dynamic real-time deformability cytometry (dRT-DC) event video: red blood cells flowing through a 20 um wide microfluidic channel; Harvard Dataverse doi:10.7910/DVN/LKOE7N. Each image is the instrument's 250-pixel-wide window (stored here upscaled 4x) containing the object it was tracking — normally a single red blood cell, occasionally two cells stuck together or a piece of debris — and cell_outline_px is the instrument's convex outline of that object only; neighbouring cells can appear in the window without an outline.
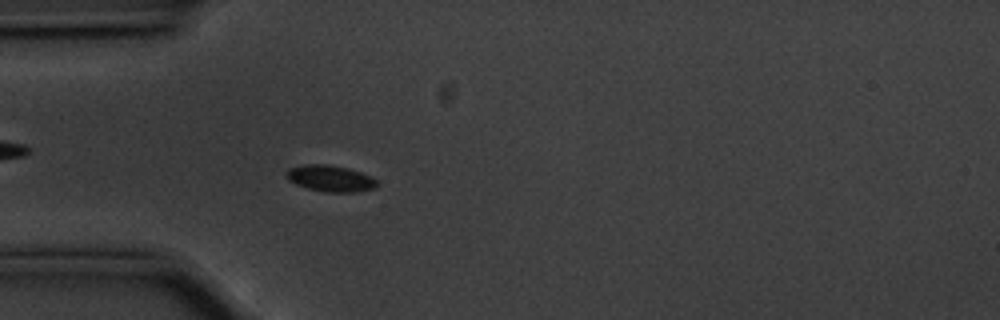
{"species": "common noctule bat (a hibernating species)", "species_latin": "Nyctalus noctula", "temperature_condition": "cold", "stored_images_in_passage": 56, "camera_frame_rate_fps": 3000, "um_per_image_px": 0.085, "animal": {"sex": "male", "body_mass_g": 20.1, "forearm_length_mm": 53.5}, "frame": {"image": 1, "passage_image": 16, "time_ms": 5.0, "image_size_px": [1000, 320], "cell_outline_px": [[376, 188], [356, 192], [324, 192], [308, 188], [296, 184], [288, 180], [288, 168], [304, 164], [324, 164], [348, 168], [360, 172], [376, 180]], "centroid_in_image_um": [28.07, 15.17], "position_along_channel_um": 56.9, "area_um2": 13.7}}
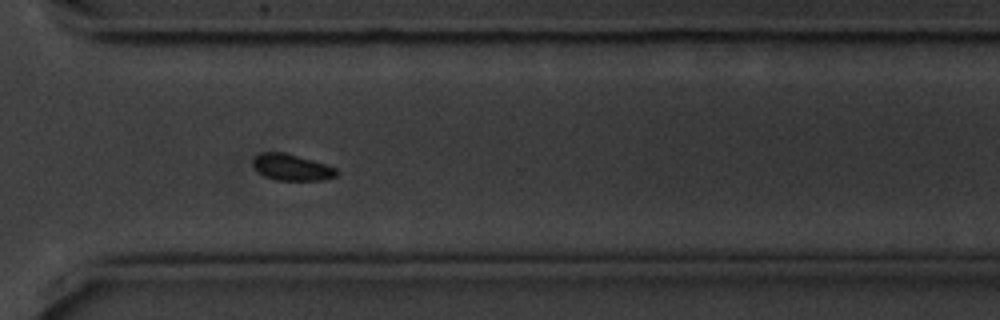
{"frame": {"image": 2, "passage_image": 41, "time_ms": 13.333, "image_size_px": [1000, 320], "cell_outline_px": [[336, 176], [324, 180], [276, 180], [264, 176], [252, 164], [252, 160], [256, 156], [264, 152], [284, 152], [312, 160], [336, 168]], "centroid_in_image_um": [24.78, 14.22], "position_along_channel_um": 345.8, "area_um2": 12.6}}
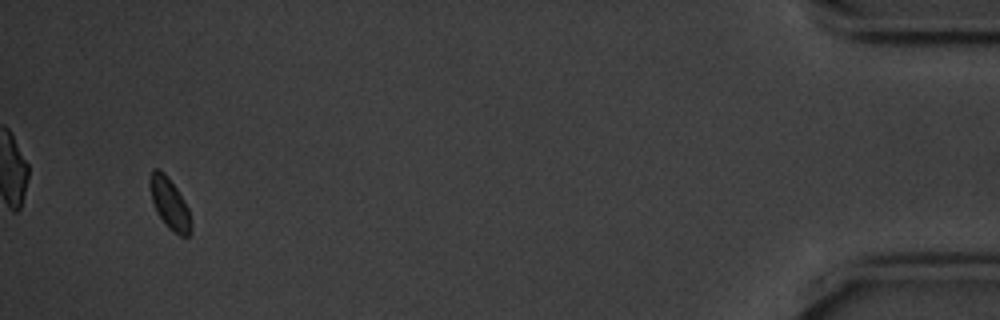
{"frame": {"image": 3, "passage_image": 54, "time_ms": 17.667, "image_size_px": [1000, 320], "cell_outline_px": [[192, 232], [188, 236], [180, 236], [172, 232], [168, 228], [156, 212], [152, 200], [148, 184], [148, 180], [152, 168], [160, 168], [168, 176], [184, 200], [188, 208], [192, 228]], "centroid_in_image_um": [14.39, 17.28], "position_along_channel_um": 420.8, "area_um2": 12.54}}